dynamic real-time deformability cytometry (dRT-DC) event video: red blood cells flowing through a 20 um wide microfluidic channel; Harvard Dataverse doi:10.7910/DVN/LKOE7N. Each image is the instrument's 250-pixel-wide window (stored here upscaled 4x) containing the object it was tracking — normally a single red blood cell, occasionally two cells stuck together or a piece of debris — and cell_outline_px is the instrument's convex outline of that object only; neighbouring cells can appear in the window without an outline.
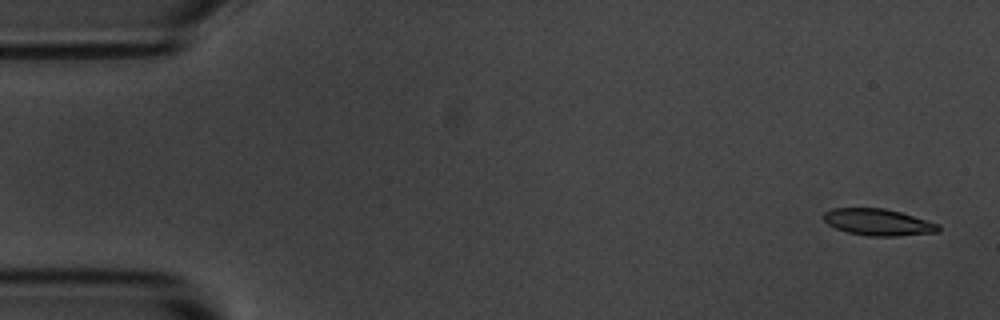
{"species": "common noctule bat (a hibernating species)", "species_latin": "Nyctalus noctula", "temperature_condition": "room temperature", "stored_images_in_passage": 5, "segment_of_instrument_passage": [1, 2], "camera_frame_rate_fps": 3000, "um_per_image_px": 0.085, "animal": {"sex": "male", "body_mass_g": 20.1, "forearm_length_mm": 53.5}, "frame": {"image": 1, "passage_image": 1, "time_ms": 0.0, "image_size_px": [1000, 320], "cell_outline_px": [[940, 232], [896, 236], [868, 236], [848, 232], [836, 228], [828, 224], [824, 220], [824, 212], [832, 208], [884, 208], [900, 212], [940, 224]], "centroid_in_image_um": [74.66, 18.89], "position_along_channel_um": 10.3, "area_um2": 17.8}}